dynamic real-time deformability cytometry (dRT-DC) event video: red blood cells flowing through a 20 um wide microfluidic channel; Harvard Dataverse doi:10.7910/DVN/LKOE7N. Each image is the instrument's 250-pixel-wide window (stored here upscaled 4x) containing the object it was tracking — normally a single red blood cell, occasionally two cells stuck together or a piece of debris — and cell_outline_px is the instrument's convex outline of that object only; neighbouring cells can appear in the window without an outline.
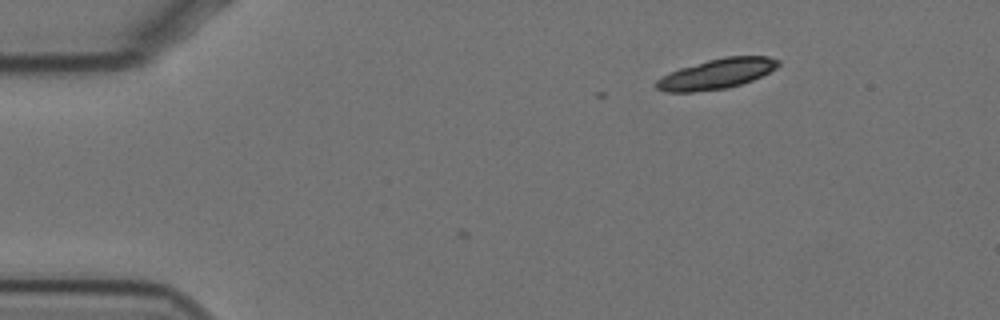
{"species": "Egyptian fruit bat (a non-hibernating species)", "species_latin": "Rousettus aegyptiacus", "temperature_condition": "cold", "stored_images_in_passage": 4, "camera_frame_rate_fps": 3000, "um_per_image_px": 0.085, "animal": {"sex": "female"}, "frame": {"image": 1, "passage_image": 1, "time_ms": 0.0, "image_size_px": [1000, 320], "cell_outline_px": [[780, 64], [776, 68], [752, 80], [728, 88], [692, 92], [664, 92], [656, 88], [656, 80], [668, 72], [680, 68], [708, 60], [724, 56], [768, 56], [780, 60]], "centroid_in_image_um": [60.9, 6.27], "position_along_channel_um": 24.1, "area_um2": 21.39}}